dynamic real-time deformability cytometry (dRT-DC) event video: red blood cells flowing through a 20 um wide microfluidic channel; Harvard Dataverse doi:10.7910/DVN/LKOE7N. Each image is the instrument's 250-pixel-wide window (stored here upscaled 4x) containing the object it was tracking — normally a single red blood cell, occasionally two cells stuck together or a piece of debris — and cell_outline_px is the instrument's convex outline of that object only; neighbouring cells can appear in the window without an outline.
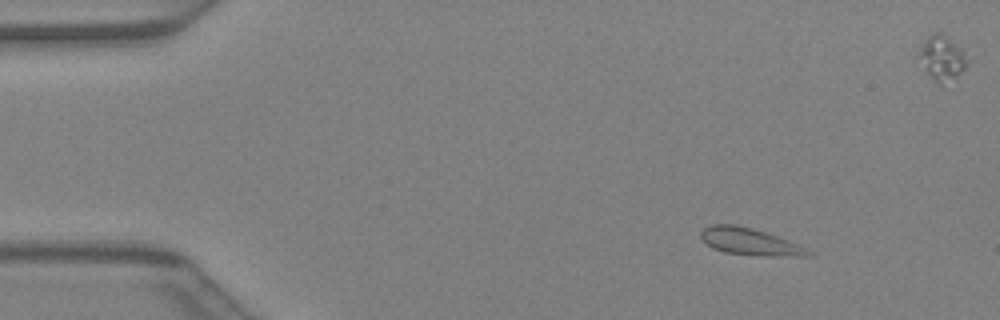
{"species": "Egyptian fruit bat (a non-hibernating species)", "species_latin": "Rousettus aegyptiacus", "temperature_condition": "warm", "stored_images_in_passage": 42, "camera_frame_rate_fps": 3000, "um_per_image_px": 0.085, "animal": {"sex": "female"}, "frame": {"image": 1, "passage_image": 5, "time_ms": 1.333, "image_size_px": [1000, 320], "cell_outline_px": [[816, 256], [772, 256], [724, 252], [712, 248], [700, 236], [700, 232], [704, 228], [712, 224], [736, 224], [752, 228], [776, 236], [816, 252]], "centroid_in_image_um": [63.77, 20.54], "position_along_channel_um": 21.2, "area_um2": 16.7}}
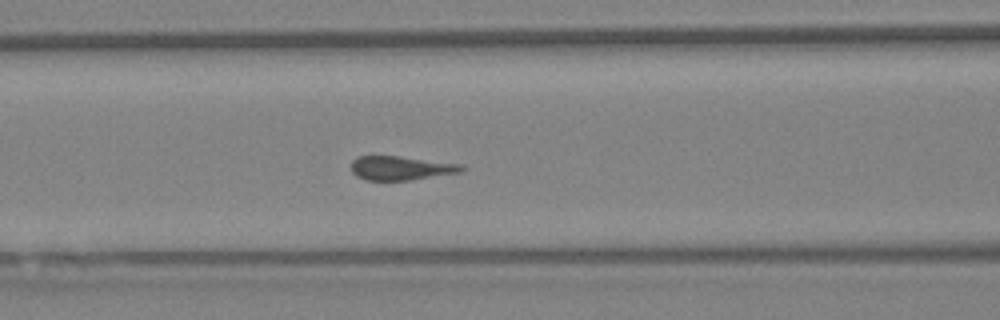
{"frame": {"image": 2, "passage_image": 17, "time_ms": 5.333, "image_size_px": [1000, 320], "cell_outline_px": [[464, 168], [460, 172], [412, 180], [364, 180], [356, 176], [352, 172], [352, 160], [356, 156], [396, 156], [460, 164]], "centroid_in_image_um": [34.01, 14.29], "position_along_channel_um": 132.6, "area_um2": 15.26}}
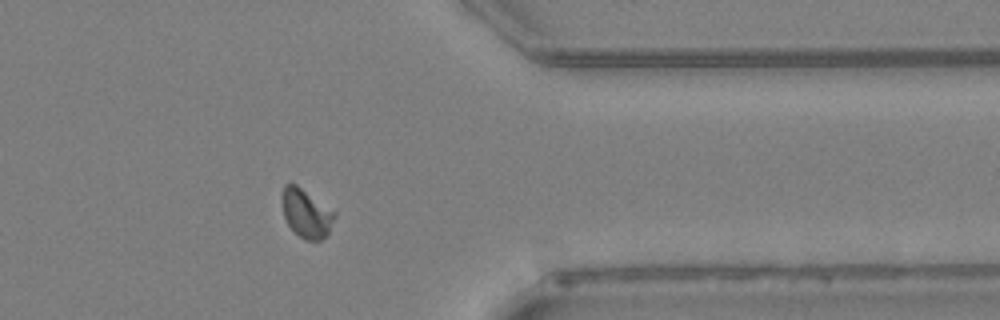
{"frame": {"image": 3, "passage_image": 33, "time_ms": 10.667, "image_size_px": [1000, 320], "cell_outline_px": [[336, 216], [328, 232], [320, 240], [304, 240], [288, 224], [284, 216], [284, 184], [296, 184], [336, 212]], "centroid_in_image_um": [26.07, 18.14], "position_along_channel_um": 385.3, "area_um2": 14.33}}